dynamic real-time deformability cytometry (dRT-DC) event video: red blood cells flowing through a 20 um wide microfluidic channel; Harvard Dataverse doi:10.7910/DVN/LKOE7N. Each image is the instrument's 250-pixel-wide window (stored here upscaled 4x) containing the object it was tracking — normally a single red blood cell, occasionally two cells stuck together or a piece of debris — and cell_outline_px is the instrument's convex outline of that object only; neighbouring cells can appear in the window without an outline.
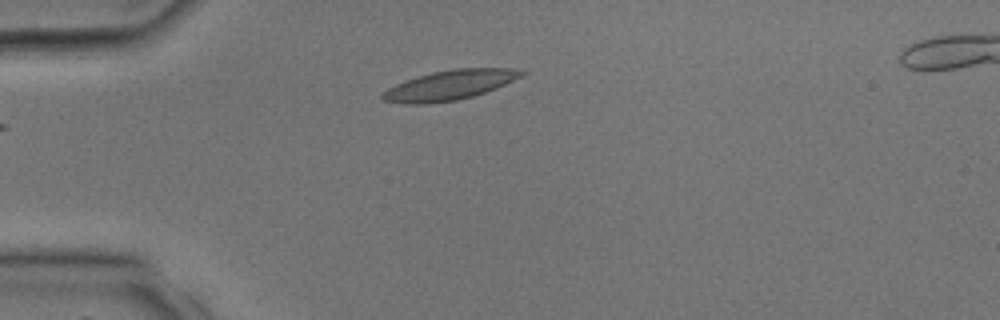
{"species": "common noctule bat (a hibernating species)", "species_latin": "Nyctalus noctula", "temperature_condition": "room temperature", "stored_images_in_passage": 25, "camera_frame_rate_fps": 3000, "um_per_image_px": 0.085, "animal": {"sex": "male", "body_mass_g": 17.9, "forearm_length_mm": 54.2}, "frame": {"image": 1, "passage_image": 1, "time_ms": 0.0, "image_size_px": [1000, 320], "cell_outline_px": [[528, 72], [496, 88], [472, 96], [456, 100], [428, 104], [404, 104], [380, 100], [380, 92], [396, 84], [416, 76], [432, 72], [456, 68], [516, 68]], "centroid_in_image_um": [38.15, 7.24], "position_along_channel_um": 46.9, "area_um2": 24.16}}
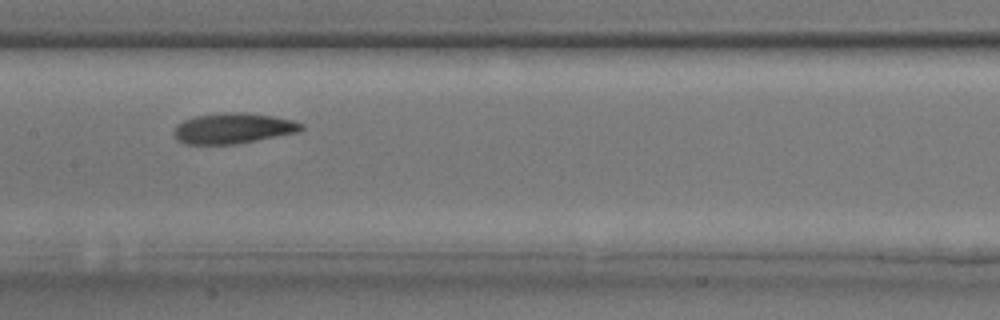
{"frame": {"image": 2, "passage_image": 9, "time_ms": 2.667, "image_size_px": [1000, 320], "cell_outline_px": [[304, 128], [300, 132], [236, 144], [184, 144], [176, 140], [172, 132], [176, 124], [184, 120], [196, 116], [224, 112], [244, 112], [272, 116], [292, 120], [304, 124]], "centroid_in_image_um": [19.8, 10.91], "position_along_channel_um": 187.6, "area_um2": 22.89}}
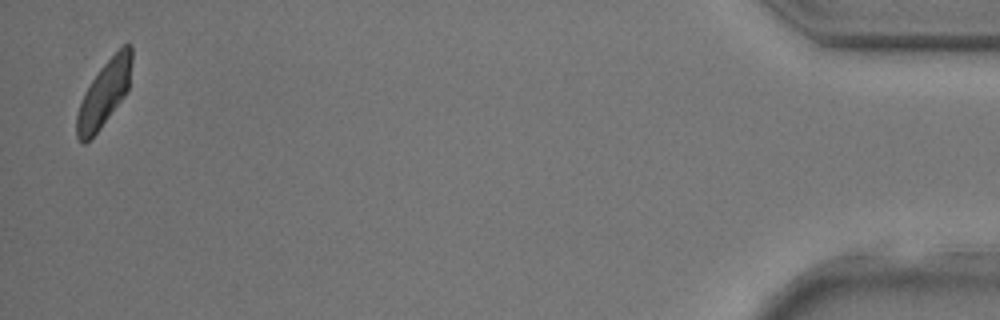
{"frame": {"image": 3, "passage_image": 25, "time_ms": 8.0, "image_size_px": [1000, 320], "cell_outline_px": [[132, 60], [128, 88], [124, 96], [100, 128], [84, 144], [76, 136], [76, 116], [84, 92], [100, 68], [128, 40], [132, 44]], "centroid_in_image_um": [8.86, 7.91], "position_along_channel_um": 426.3, "area_um2": 20.63}}